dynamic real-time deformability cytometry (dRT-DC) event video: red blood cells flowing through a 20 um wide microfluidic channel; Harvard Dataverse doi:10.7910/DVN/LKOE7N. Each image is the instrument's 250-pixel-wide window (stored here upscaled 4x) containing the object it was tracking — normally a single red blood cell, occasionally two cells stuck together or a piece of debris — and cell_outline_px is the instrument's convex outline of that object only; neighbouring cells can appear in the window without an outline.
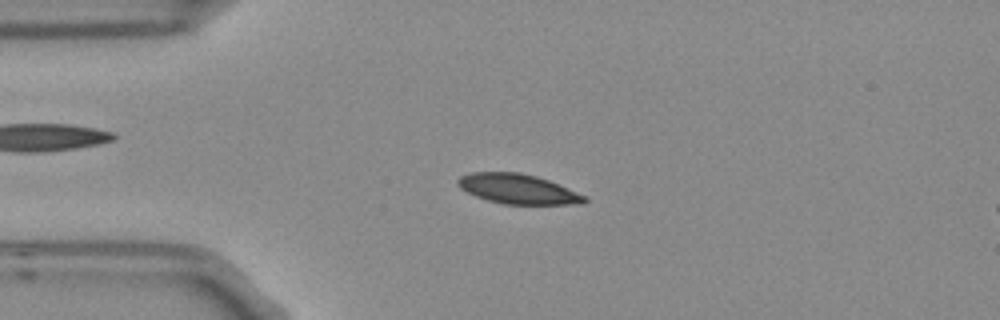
{"species": "Egyptian fruit bat (a non-hibernating species)", "species_latin": "Rousettus aegyptiacus", "temperature_condition": "room temperature", "stored_images_in_passage": 6, "camera_frame_rate_fps": 3000, "um_per_image_px": 0.085, "frame": {"image": 1, "passage_image": 3, "time_ms": 0.667, "image_size_px": [1000, 320], "cell_outline_px": [[588, 200], [584, 204], [504, 204], [488, 200], [476, 196], [460, 188], [456, 184], [456, 180], [460, 176], [472, 172], [520, 172], [536, 176], [548, 180], [588, 196]], "centroid_in_image_um": [44.04, 16.06], "position_along_channel_um": 41.0, "area_um2": 22.08}}
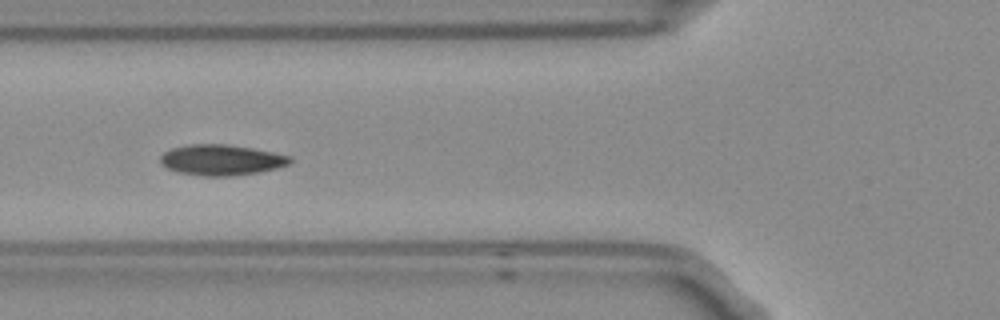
{"frame": {"image": 2, "passage_image": 5, "time_ms": 1.333, "image_size_px": [1000, 320], "cell_outline_px": [[292, 160], [288, 164], [276, 168], [260, 172], [236, 176], [204, 176], [176, 172], [160, 164], [160, 156], [164, 152], [172, 148], [188, 144], [228, 144], [252, 148], [292, 156]], "centroid_in_image_um": [18.8, 13.6], "position_along_channel_um": 107.0, "area_um2": 23.35}}